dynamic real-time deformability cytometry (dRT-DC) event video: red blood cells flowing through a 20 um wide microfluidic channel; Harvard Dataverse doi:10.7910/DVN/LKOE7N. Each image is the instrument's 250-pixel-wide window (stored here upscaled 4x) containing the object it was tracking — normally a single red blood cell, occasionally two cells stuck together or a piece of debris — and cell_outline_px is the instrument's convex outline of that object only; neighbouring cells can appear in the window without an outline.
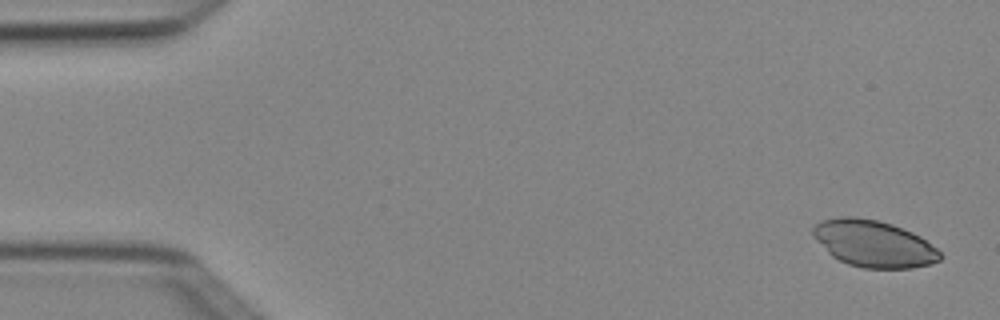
{"species": "Egyptian fruit bat (a non-hibernating species)", "species_latin": "Rousettus aegyptiacus", "temperature_condition": "cold", "stored_images_in_passage": 3, "camera_frame_rate_fps": 3000, "um_per_image_px": 0.085, "animal": {"sex": "female"}, "frame": {"image": 1, "passage_image": 1, "time_ms": 0.0, "image_size_px": [1000, 320], "cell_outline_px": [[944, 256], [940, 260], [932, 264], [912, 268], [864, 268], [848, 264], [832, 256], [812, 236], [812, 228], [820, 220], [840, 216], [852, 216], [880, 220], [892, 224], [912, 232], [920, 236], [936, 248]], "centroid_in_image_um": [74.26, 20.7], "position_along_channel_um": 10.7, "area_um2": 34.8}}